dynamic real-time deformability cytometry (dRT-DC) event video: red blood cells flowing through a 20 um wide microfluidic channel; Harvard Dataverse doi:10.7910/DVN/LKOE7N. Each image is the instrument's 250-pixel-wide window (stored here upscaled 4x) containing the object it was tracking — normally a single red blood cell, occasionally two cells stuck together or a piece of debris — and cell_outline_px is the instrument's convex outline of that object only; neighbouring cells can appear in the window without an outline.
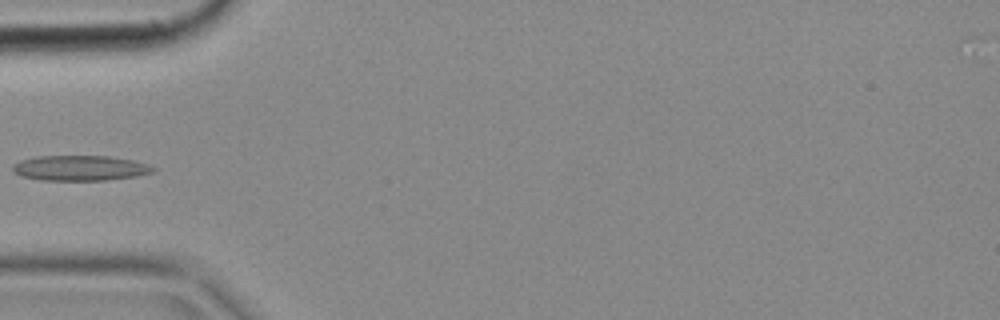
{"species": "common noctule bat (a hibernating species)", "species_latin": "Nyctalus noctula", "temperature_condition": "cold", "stored_images_in_passage": 4, "camera_frame_rate_fps": 3000, "um_per_image_px": 0.085, "animal": {"sex": "female", "body_mass_g": 18.4}, "frame": {"image": 1, "passage_image": 4, "time_ms": 1.0, "image_size_px": [1000, 320], "cell_outline_px": [[156, 172], [136, 176], [104, 180], [40, 180], [24, 176], [12, 172], [12, 168], [20, 160], [36, 156], [108, 156], [132, 160], [148, 164], [156, 168]], "centroid_in_image_um": [6.83, 14.28], "position_along_channel_um": 78.2, "area_um2": 20.58}}